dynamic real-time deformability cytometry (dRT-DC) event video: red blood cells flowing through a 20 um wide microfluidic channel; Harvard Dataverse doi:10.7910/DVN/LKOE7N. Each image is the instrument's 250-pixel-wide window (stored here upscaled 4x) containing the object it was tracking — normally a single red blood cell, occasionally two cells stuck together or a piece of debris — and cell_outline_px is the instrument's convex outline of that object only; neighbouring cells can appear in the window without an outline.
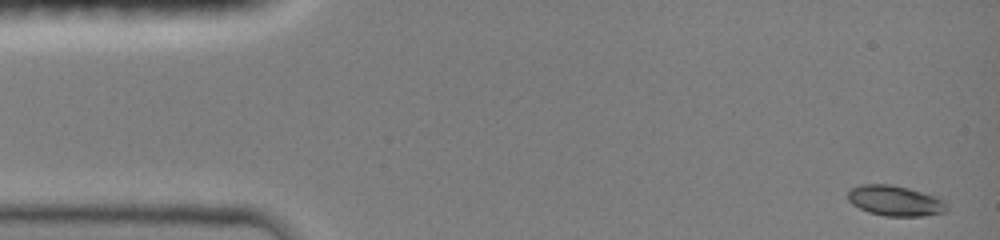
{"species": "common noctule bat (a hibernating species)", "species_latin": "Nyctalus noctula", "temperature_condition": "room temperature", "stored_images_in_passage": 46, "camera_frame_rate_fps": 3000, "um_per_image_px": 0.085, "animal": {"sex": "female", "body_mass_g": 19.0, "forearm_length_mm": 51.5}, "frame": {"image": 1, "passage_image": 1, "time_ms": 0.0, "image_size_px": [1000, 240], "cell_outline_px": [[948, 212], [924, 216], [884, 216], [868, 212], [852, 204], [848, 200], [848, 188], [860, 184], [892, 184], [908, 188], [936, 196], [944, 200], [948, 204]], "centroid_in_image_um": [76.1, 17.06], "position_along_channel_um": 8.9, "area_um2": 17.86}}
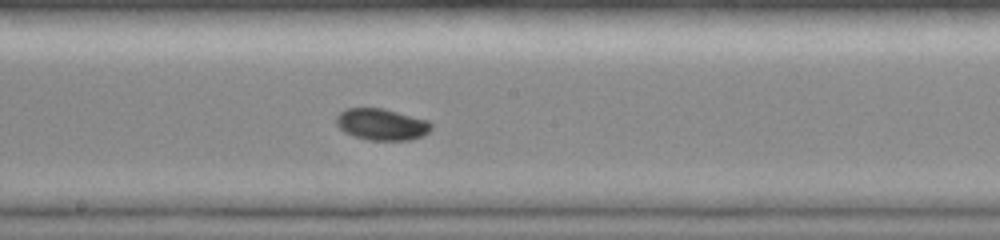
{"frame": {"image": 2, "passage_image": 25, "time_ms": 8.0, "image_size_px": [1000, 240], "cell_outline_px": [[432, 128], [424, 136], [408, 140], [368, 140], [344, 132], [336, 124], [336, 116], [344, 108], [384, 108], [428, 120], [432, 124]], "centroid_in_image_um": [32.45, 10.56], "position_along_channel_um": 215.8, "area_um2": 17.57}}
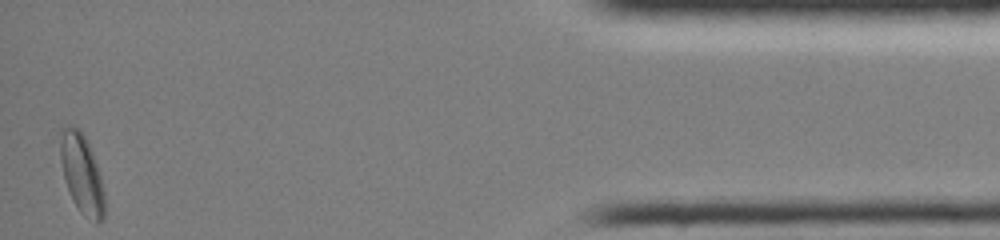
{"frame": {"image": 3, "passage_image": 46, "time_ms": 15.0, "image_size_px": [1000, 240], "cell_outline_px": [[104, 220], [96, 224], [84, 216], [80, 212], [72, 200], [64, 180], [60, 160], [56, 132], [60, 128], [68, 124], [72, 124], [80, 128], [92, 152], [100, 176], [104, 192]], "centroid_in_image_um": [6.88, 14.7], "position_along_channel_um": 428.3, "area_um2": 21.27}, "authors_computed_cell_mechanics": {"area_um2": 17.2822, "velocity_mm_per_s": 4.0163, "shape_relaxation_time_tau1_ms": 3.3019, "shape_relaxation_time_tau2_ms": null, "deformation_change_tau1": 0.0953, "deformation_change_tau2": null}}